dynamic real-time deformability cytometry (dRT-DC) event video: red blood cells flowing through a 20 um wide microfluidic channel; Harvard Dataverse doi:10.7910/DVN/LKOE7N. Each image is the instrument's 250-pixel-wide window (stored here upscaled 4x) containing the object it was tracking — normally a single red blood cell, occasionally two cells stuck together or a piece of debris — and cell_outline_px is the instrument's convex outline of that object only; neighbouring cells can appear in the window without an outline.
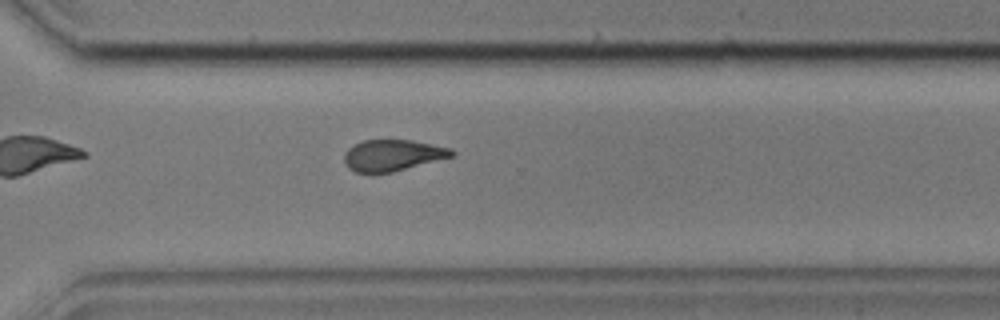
{"species": "common noctule bat (a hibernating species)", "species_latin": "Nyctalus noctula", "temperature_condition": "cold", "stored_images_in_passage": 30, "camera_frame_rate_fps": 3000, "um_per_image_px": 0.085, "animal": {"sex": "male", "body_mass_g": 17.9, "forearm_length_mm": 54.2}, "frame": {"image": 1, "passage_image": 24, "time_ms": 7.667, "image_size_px": [1000, 320], "cell_outline_px": [[456, 152], [452, 156], [392, 172], [356, 172], [348, 168], [344, 164], [344, 152], [348, 148], [364, 140], [412, 140], [452, 148]], "centroid_in_image_um": [33.36, 13.19], "position_along_channel_um": 337.2, "area_um2": 19.42}, "authors_computed_cell_mechanics": {"area_um2": 20.9236, "velocity_mm_per_s": 3.595, "shape_relaxation_time_tau1_ms": 5.7029, "shape_relaxation_time_tau2_ms": 3.4747, "deformation_change_tau1": 0.1592, "deformation_change_tau2": 0.1057}}